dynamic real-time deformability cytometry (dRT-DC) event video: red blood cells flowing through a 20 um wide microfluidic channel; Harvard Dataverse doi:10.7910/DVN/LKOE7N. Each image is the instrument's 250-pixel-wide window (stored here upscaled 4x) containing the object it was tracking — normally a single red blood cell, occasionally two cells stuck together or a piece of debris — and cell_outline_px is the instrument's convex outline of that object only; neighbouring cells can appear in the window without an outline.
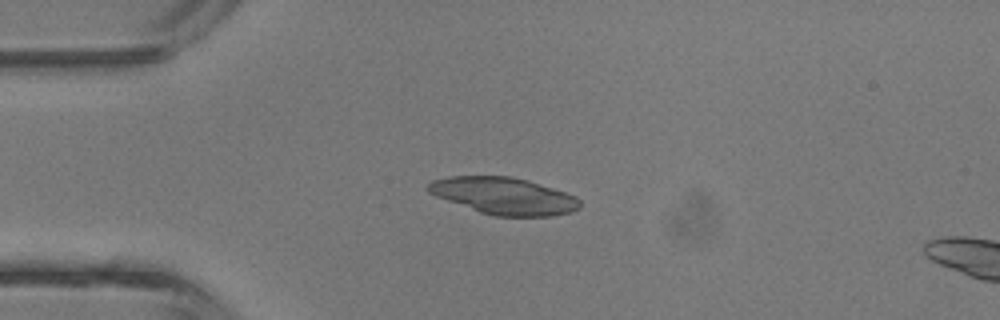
{"species": "common noctule bat (a hibernating species)", "species_latin": "Nyctalus noctula", "temperature_condition": "room temperature", "stored_images_in_passage": 5, "camera_frame_rate_fps": 3000, "um_per_image_px": 0.085, "animal": {"sex": "male", "body_mass_g": 13.3}, "frame": {"image": 1, "passage_image": 3, "time_ms": 2.333, "image_size_px": [1000, 320], "cell_outline_px": [[580, 208], [572, 212], [552, 216], [496, 216], [480, 212], [436, 196], [428, 192], [424, 188], [432, 180], [448, 176], [512, 176], [528, 180], [576, 196], [580, 200]], "centroid_in_image_um": [42.82, 16.64], "position_along_channel_um": 42.2, "area_um2": 32.66}}